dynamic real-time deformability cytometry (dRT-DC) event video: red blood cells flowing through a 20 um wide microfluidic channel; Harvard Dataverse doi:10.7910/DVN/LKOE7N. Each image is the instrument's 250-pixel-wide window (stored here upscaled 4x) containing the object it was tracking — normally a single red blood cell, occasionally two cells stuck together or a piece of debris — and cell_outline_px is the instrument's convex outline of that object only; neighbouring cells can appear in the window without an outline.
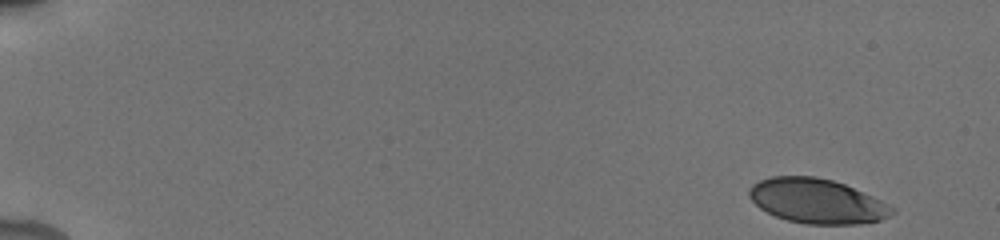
{"species": "human", "species_latin": "Homo sapiens", "temperature_condition": "cold", "stored_images_in_passage": 42, "camera_frame_rate_fps": 3000, "um_per_image_px": 0.085, "donor": {"sex": "male"}, "frame": {"image": 1, "passage_image": 1, "time_ms": 0.0, "image_size_px": [1000, 240], "cell_outline_px": [[896, 212], [880, 220], [860, 224], [804, 224], [788, 220], [776, 216], [760, 208], [748, 196], [748, 188], [752, 184], [760, 180], [772, 176], [816, 176], [832, 180], [844, 184], [872, 196], [896, 208]], "centroid_in_image_um": [69.44, 17.09], "position_along_channel_um": 15.6, "area_um2": 37.17}}
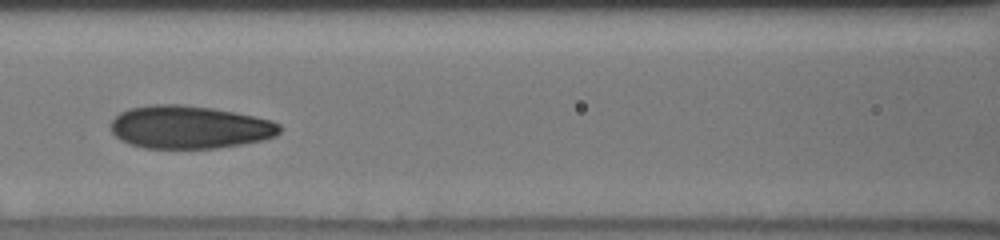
{"frame": {"image": 2, "passage_image": 20, "time_ms": 7.667, "image_size_px": [1000, 240], "cell_outline_px": [[280, 132], [276, 136], [264, 140], [244, 144], [216, 148], [144, 148], [120, 140], [112, 132], [112, 120], [120, 112], [128, 108], [152, 104], [184, 104], [212, 108], [272, 120], [280, 124]], "centroid_in_image_um": [16.11, 10.81], "position_along_channel_um": 150.5, "area_um2": 42.31}}
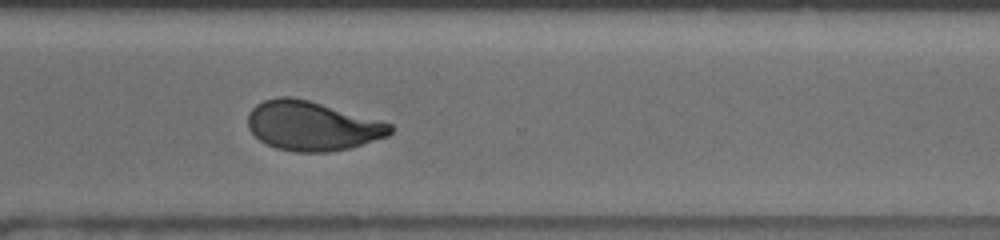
{"frame": {"image": 3, "passage_image": 33, "time_ms": 12.667, "image_size_px": [1000, 240], "cell_outline_px": [[396, 128], [388, 136], [348, 148], [328, 152], [296, 152], [276, 148], [260, 140], [248, 128], [248, 112], [256, 104], [264, 100], [276, 96], [292, 96], [308, 100], [392, 124]], "centroid_in_image_um": [26.51, 10.69], "position_along_channel_um": 344.1, "area_um2": 40.75}, "authors_computed_cell_mechanics": {"area_um2": 40.6623, "velocity_mm_per_s": 3.8763, "shape_relaxation_time_tau1_ms": 5.341, "shape_relaxation_time_tau2_ms": 1.0199, "deformation_change_tau1": 0.1799, "deformation_change_tau2": 0.0696}}